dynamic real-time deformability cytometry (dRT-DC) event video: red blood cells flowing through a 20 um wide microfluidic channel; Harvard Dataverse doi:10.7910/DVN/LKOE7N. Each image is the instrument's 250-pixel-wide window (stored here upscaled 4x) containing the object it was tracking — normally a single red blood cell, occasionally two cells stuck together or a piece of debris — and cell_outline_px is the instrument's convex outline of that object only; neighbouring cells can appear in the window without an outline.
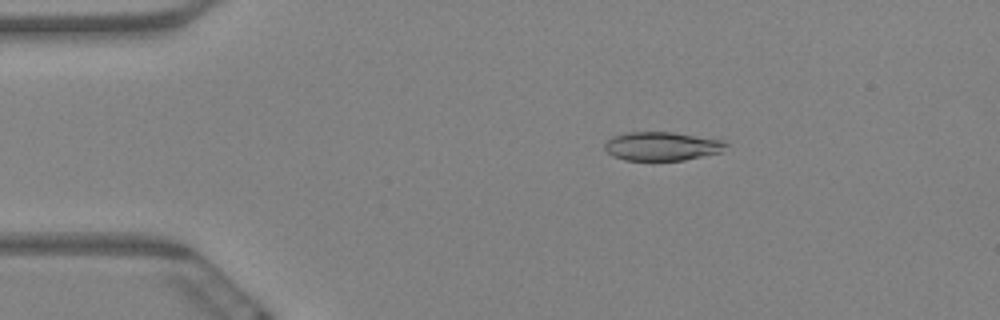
{"species": "Egyptian fruit bat (a non-hibernating species)", "species_latin": "Rousettus aegyptiacus", "temperature_condition": "warm", "stored_images_in_passage": 3, "camera_frame_rate_fps": 3000, "um_per_image_px": 0.085, "animal": {"sex": "female"}, "frame": {"image": 1, "passage_image": 1, "time_ms": 0.0, "image_size_px": [1000, 320], "cell_outline_px": [[728, 144], [720, 152], [684, 160], [624, 160], [612, 156], [604, 148], [604, 144], [612, 136], [628, 132], [672, 132], [724, 140]], "centroid_in_image_um": [56.24, 12.42], "position_along_channel_um": 28.8, "area_um2": 20.23}}